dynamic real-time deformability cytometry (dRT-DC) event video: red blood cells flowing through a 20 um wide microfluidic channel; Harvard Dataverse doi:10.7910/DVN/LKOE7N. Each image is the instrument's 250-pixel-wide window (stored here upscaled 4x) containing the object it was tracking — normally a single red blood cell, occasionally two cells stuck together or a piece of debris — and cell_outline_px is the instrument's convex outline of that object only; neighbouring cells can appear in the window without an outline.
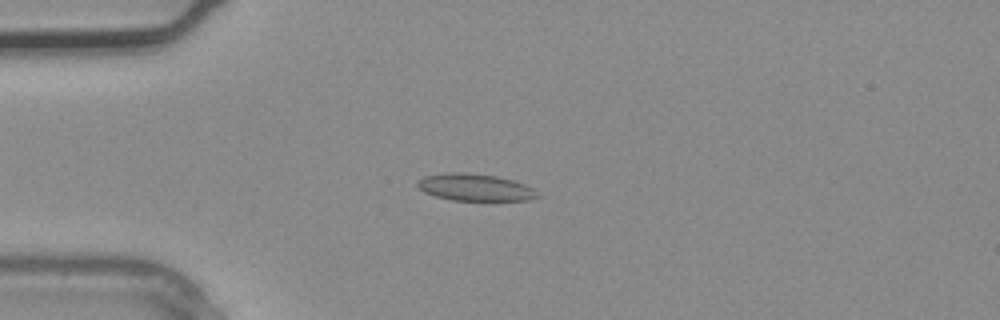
{"species": "common noctule bat (a hibernating species)", "species_latin": "Nyctalus noctula", "temperature_condition": "warm", "stored_images_in_passage": 3, "camera_frame_rate_fps": 3000, "um_per_image_px": 0.085, "animal": {"sex": "male", "body_mass_g": 20.4}, "frame": {"image": 1, "passage_image": 3, "time_ms": 0.667, "image_size_px": [1000, 320], "cell_outline_px": [[544, 196], [528, 200], [452, 200], [436, 196], [424, 192], [416, 184], [424, 176], [444, 172], [468, 172], [496, 176], [512, 180], [524, 184], [532, 188]], "centroid_in_image_um": [40.41, 15.92], "position_along_channel_um": 44.6, "area_um2": 18.96}}